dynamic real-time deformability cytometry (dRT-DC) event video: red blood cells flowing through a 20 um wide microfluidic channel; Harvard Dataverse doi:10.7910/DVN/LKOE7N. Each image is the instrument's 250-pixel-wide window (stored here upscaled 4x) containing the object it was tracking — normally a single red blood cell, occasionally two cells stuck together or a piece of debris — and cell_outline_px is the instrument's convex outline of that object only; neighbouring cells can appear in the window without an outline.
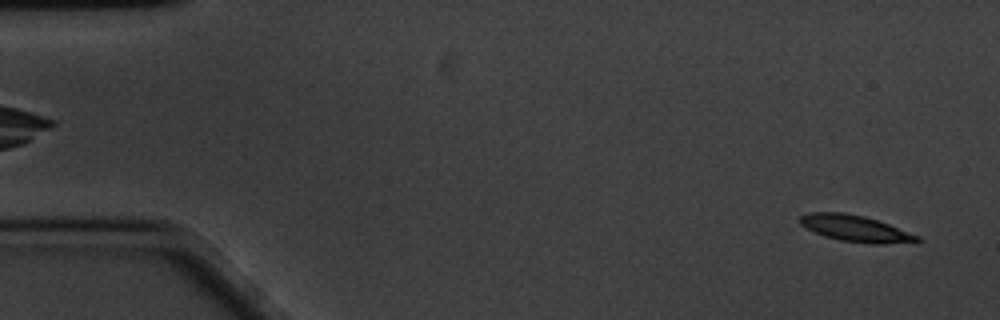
{"species": "common noctule bat (a hibernating species)", "species_latin": "Nyctalus noctula", "temperature_condition": "cold", "stored_images_in_passage": 58, "camera_frame_rate_fps": 3000, "um_per_image_px": 0.085, "animal": {"sex": "male", "body_mass_g": 20.1, "forearm_length_mm": 53.5}, "frame": {"image": 1, "passage_image": 2, "time_ms": 0.333, "image_size_px": [1000, 320], "cell_outline_px": [[920, 240], [916, 244], [872, 244], [840, 240], [824, 236], [800, 224], [800, 216], [808, 212], [844, 212], [864, 216], [888, 224], [920, 236]], "centroid_in_image_um": [72.79, 19.44], "position_along_channel_um": 12.2, "area_um2": 18.15}}
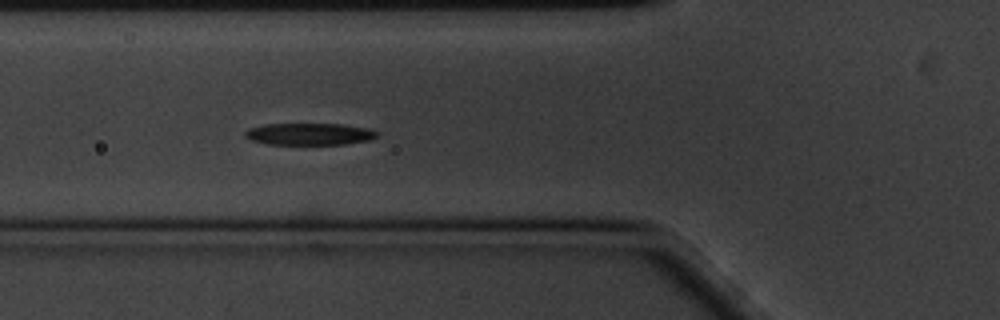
{"frame": {"image": 2, "passage_image": 20, "time_ms": 6.333, "image_size_px": [1000, 320], "cell_outline_px": [[380, 136], [368, 140], [344, 144], [268, 144], [252, 140], [244, 136], [244, 132], [248, 128], [264, 124], [344, 124], [372, 128], [380, 132]], "centroid_in_image_um": [26.36, 11.38], "position_along_channel_um": 99.4, "area_um2": 17.05}}
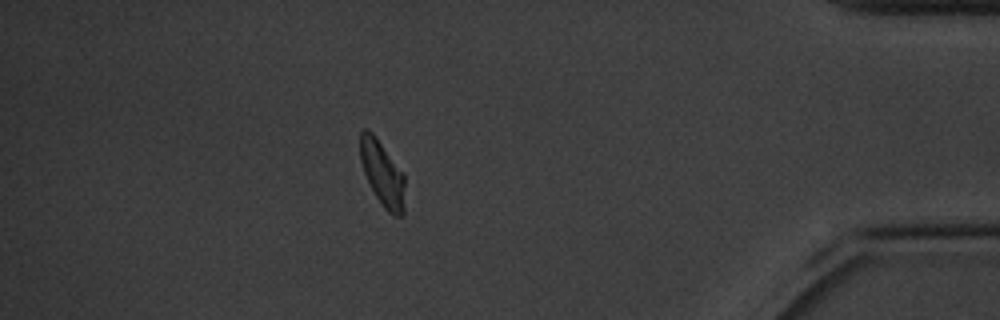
{"frame": {"image": 3, "passage_image": 51, "time_ms": 16.667, "image_size_px": [1000, 320], "cell_outline_px": [[404, 212], [400, 216], [396, 216], [388, 212], [384, 208], [376, 196], [364, 172], [360, 160], [360, 132], [364, 128], [368, 128], [376, 136], [404, 172]], "centroid_in_image_um": [32.51, 14.71], "position_along_channel_um": 402.7, "area_um2": 17.05}, "authors_computed_cell_mechanics": {"area_um2": 17.6579, "velocity_mm_per_s": 3.3564, "shape_relaxation_time_tau1_ms": 2.5664, "shape_relaxation_time_tau2_ms": 4.6774, "deformation_change_tau1": 0.152, "deformation_change_tau2": 0.118}}